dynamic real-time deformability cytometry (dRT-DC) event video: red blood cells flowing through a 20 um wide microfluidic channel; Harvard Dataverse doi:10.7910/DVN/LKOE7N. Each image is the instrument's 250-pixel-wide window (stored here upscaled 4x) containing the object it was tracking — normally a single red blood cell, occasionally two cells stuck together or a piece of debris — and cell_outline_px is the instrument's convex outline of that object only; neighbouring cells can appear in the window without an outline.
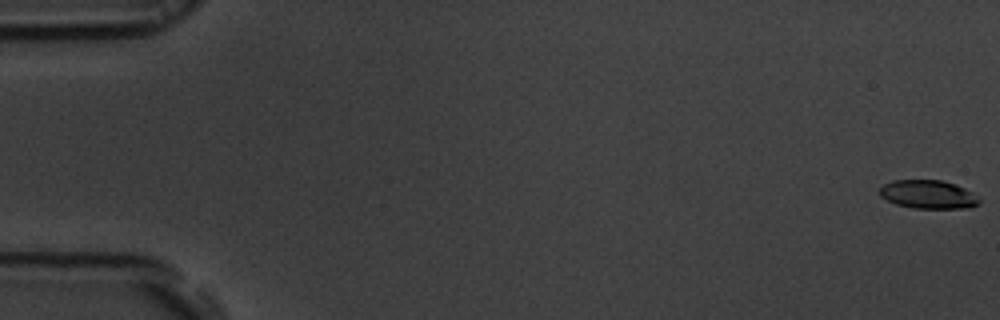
{"species": "common noctule bat (a hibernating species)", "species_latin": "Nyctalus noctula", "temperature_condition": "room temperature", "stored_images_in_passage": 55, "camera_frame_rate_fps": 3000, "um_per_image_px": 0.085, "animal": {"sex": "male", "body_mass_g": 19.5, "forearm_length_mm": 54.6}, "frame": {"image": 1, "passage_image": 1, "time_ms": 0.0, "image_size_px": [1000, 320], "cell_outline_px": [[980, 204], [972, 208], [912, 208], [896, 204], [880, 196], [880, 188], [884, 184], [892, 180], [940, 180], [956, 184], [972, 192], [980, 200]], "centroid_in_image_um": [78.92, 16.53], "position_along_channel_um": 6.1, "area_um2": 16.59}}
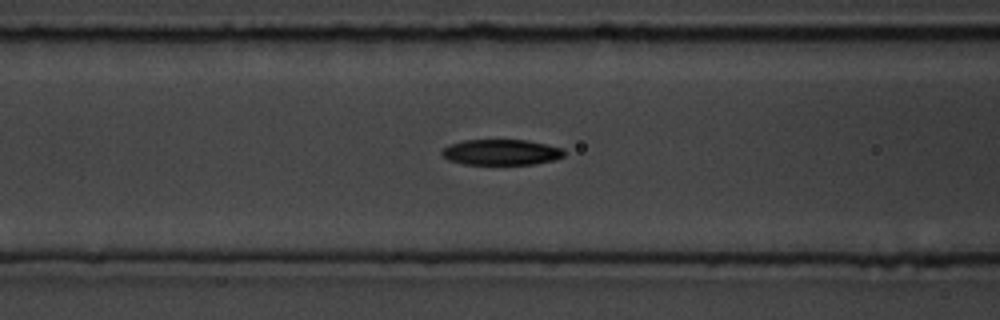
{"frame": {"image": 2, "passage_image": 23, "time_ms": 7.333, "image_size_px": [1000, 320], "cell_outline_px": [[564, 156], [552, 160], [532, 164], [464, 164], [448, 160], [440, 152], [444, 148], [452, 144], [464, 140], [528, 140], [564, 148]], "centroid_in_image_um": [42.62, 12.93], "position_along_channel_um": 124.0, "area_um2": 18.15}}
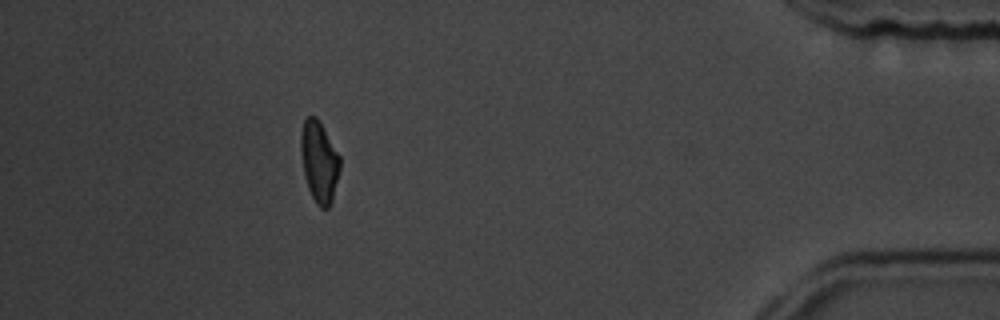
{"frame": {"image": 3, "passage_image": 50, "time_ms": 16.333, "image_size_px": [1000, 320], "cell_outline_px": [[340, 168], [332, 200], [328, 208], [320, 208], [316, 204], [308, 188], [304, 176], [300, 148], [300, 132], [304, 120], [308, 116], [316, 116], [340, 156]], "centroid_in_image_um": [27.11, 13.74], "position_along_channel_um": 408.1, "area_um2": 18.44}, "authors_computed_cell_mechanics": {"area_um2": 18.4382, "velocity_mm_per_s": 3.75, "shape_relaxation_time_tau1_ms": 2.9729, "shape_relaxation_time_tau2_ms": null, "deformation_change_tau1": 0.1609, "deformation_change_tau2": null}}